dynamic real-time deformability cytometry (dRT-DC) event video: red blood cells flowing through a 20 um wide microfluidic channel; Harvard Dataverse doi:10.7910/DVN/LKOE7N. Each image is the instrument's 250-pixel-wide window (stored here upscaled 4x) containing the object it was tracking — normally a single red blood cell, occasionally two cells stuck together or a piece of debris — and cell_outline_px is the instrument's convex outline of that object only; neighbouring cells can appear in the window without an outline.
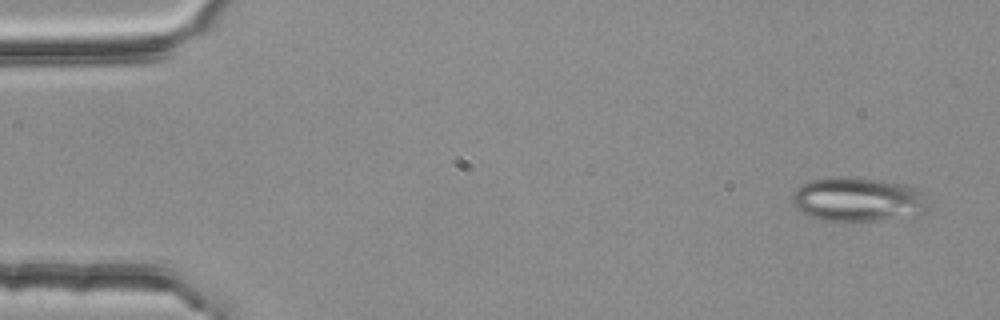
{"species": "common noctule bat (a hibernating species)", "species_latin": "Nyctalus noctula", "temperature_condition": "room temperature", "stored_images_in_passage": 3, "segment_of_instrument_passage": [2, 2], "camera_frame_rate_fps": 3000, "um_per_image_px": 0.085, "animal": {"sex": "female", "body_mass_g": 25.1}, "frame": {"image": 1, "passage_image": 3, "time_ms": 0.667, "image_size_px": [1000, 320], "cell_outline_px": [[928, 212], [920, 216], [880, 220], [820, 220], [808, 216], [796, 208], [792, 204], [792, 192], [796, 188], [812, 180], [828, 176], [836, 176], [884, 180], [904, 184], [916, 188], [924, 192], [928, 208]], "centroid_in_image_um": [72.96, 16.95], "position_along_channel_um": 12.0, "area_um2": 35.55}}